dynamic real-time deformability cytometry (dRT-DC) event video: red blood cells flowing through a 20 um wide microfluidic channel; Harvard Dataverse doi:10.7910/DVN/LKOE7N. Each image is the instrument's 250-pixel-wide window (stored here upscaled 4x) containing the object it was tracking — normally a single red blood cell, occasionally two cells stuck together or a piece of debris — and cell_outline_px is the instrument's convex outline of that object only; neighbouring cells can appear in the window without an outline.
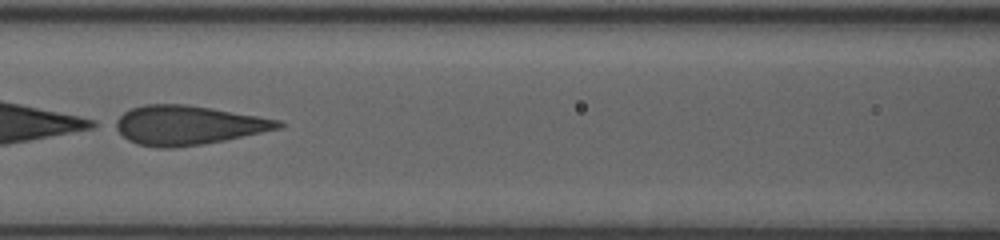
{"species": "human", "species_latin": "Homo sapiens", "temperature_condition": "room temperature", "stored_images_in_passage": 39, "camera_frame_rate_fps": 3000, "um_per_image_px": 0.085, "donor": {"sex": "female"}, "frame": {"image": 1, "passage_image": 13, "time_ms": 4.0, "image_size_px": [1000, 240], "cell_outline_px": [[284, 124], [280, 128], [224, 140], [204, 144], [172, 148], [160, 148], [140, 144], [128, 140], [108, 124], [112, 120], [124, 112], [132, 108], [144, 104], [188, 104], [212, 108], [280, 120]], "centroid_in_image_um": [15.88, 10.63], "position_along_channel_um": 150.7, "area_um2": 37.34}}
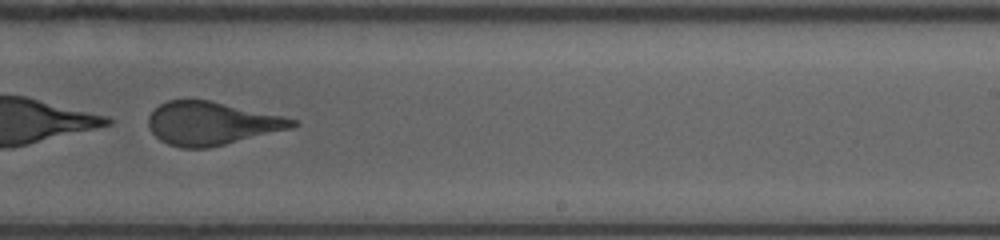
{"frame": {"image": 2, "passage_image": 22, "time_ms": 7.0, "image_size_px": [1000, 240], "cell_outline_px": [[300, 124], [292, 128], [208, 148], [180, 148], [168, 144], [160, 140], [152, 132], [148, 124], [148, 116], [160, 104], [168, 100], [208, 100], [280, 116], [296, 120]], "centroid_in_image_um": [17.95, 10.5], "position_along_channel_um": 271.1, "area_um2": 35.72}}
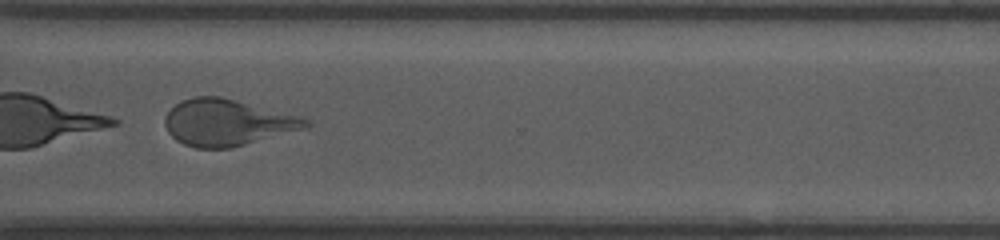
{"frame": {"image": 3, "passage_image": 28, "time_ms": 9.0, "image_size_px": [1000, 240], "cell_outline_px": [[312, 124], [308, 128], [232, 148], [196, 148], [184, 144], [176, 140], [168, 132], [164, 124], [164, 116], [180, 100], [192, 96], [220, 96], [304, 116]], "centroid_in_image_um": [19.35, 10.41], "position_along_channel_um": 351.2, "area_um2": 38.67}}